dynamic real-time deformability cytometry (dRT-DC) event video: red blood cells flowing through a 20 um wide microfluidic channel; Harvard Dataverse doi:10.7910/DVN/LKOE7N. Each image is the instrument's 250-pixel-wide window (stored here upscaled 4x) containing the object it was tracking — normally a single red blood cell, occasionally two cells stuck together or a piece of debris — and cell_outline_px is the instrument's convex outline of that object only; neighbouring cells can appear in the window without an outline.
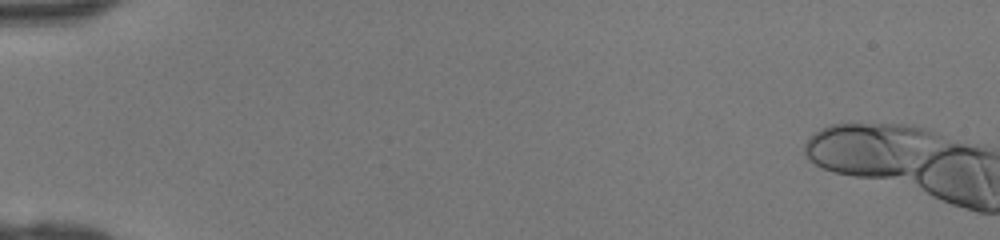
{"species": "human", "species_latin": "Homo sapiens", "temperature_condition": "room temperature", "stored_images_in_passage": 3, "camera_frame_rate_fps": 3000, "um_per_image_px": 0.085, "donor": {"sex": "female"}, "frame": {"image": 1, "passage_image": 1, "time_ms": 0.0, "image_size_px": [1000, 240], "cell_outline_px": [[900, 172], [884, 176], [868, 176], [840, 172], [828, 168], [812, 160], [808, 152], [808, 144], [820, 132], [832, 128], [876, 128], [892, 152], [900, 168]], "centroid_in_image_um": [72.57, 12.91], "position_along_channel_um": 12.4, "area_um2": 24.51}}